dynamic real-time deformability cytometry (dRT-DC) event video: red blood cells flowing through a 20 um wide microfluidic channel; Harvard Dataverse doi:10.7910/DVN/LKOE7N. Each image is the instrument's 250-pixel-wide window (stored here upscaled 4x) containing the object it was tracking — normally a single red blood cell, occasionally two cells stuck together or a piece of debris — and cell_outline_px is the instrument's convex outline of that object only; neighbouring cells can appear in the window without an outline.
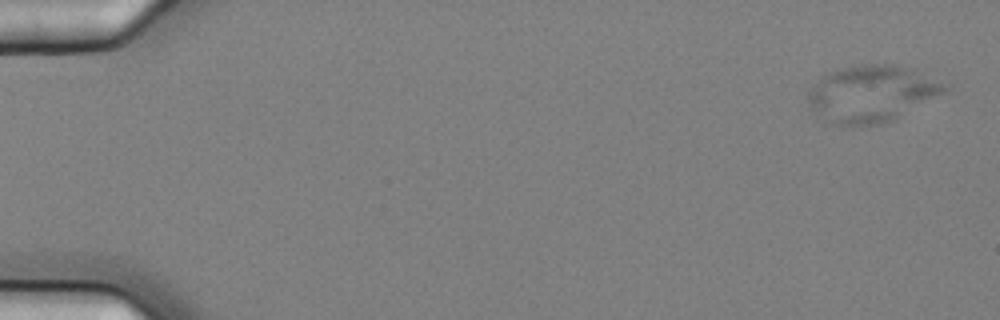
{"species": "common noctule bat (a hibernating species)", "species_latin": "Nyctalus noctula", "temperature_condition": "cold", "stored_images_in_passage": 7, "camera_frame_rate_fps": 3000, "um_per_image_px": 0.085, "animal": {"sex": "female", "body_mass_g": 25.1}, "frame": {"image": 1, "passage_image": 1, "time_ms": 0.0, "image_size_px": [1000, 320], "cell_outline_px": [[952, 88], [948, 92], [892, 120], [880, 124], [836, 124], [808, 108], [808, 92], [824, 76], [832, 72], [844, 68], [864, 64], [892, 64], [916, 68]], "centroid_in_image_um": [74.18, 7.94], "position_along_channel_um": 10.8, "area_um2": 44.68}}
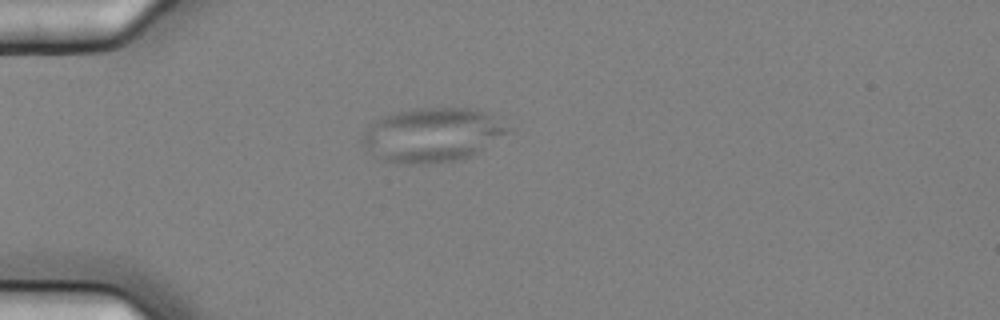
{"frame": {"image": 2, "passage_image": 5, "time_ms": 1.333, "image_size_px": [1000, 320], "cell_outline_px": [[512, 132], [472, 156], [460, 160], [428, 164], [408, 164], [384, 160], [372, 156], [360, 140], [360, 136], [368, 124], [380, 116], [412, 108], [476, 108], [488, 112], [512, 128]], "centroid_in_image_um": [36.75, 11.46], "position_along_channel_um": 48.3, "area_um2": 46.99}}
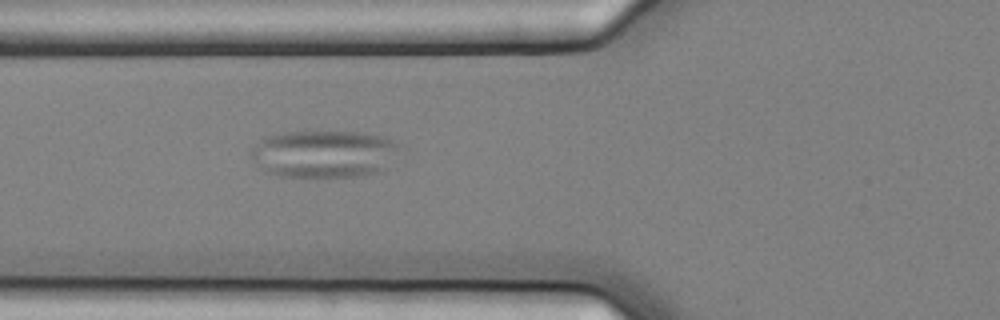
{"frame": {"image": 3, "passage_image": 7, "time_ms": 2.0, "image_size_px": [1000, 320], "cell_outline_px": [[400, 144], [384, 168], [380, 172], [360, 176], [328, 180], [316, 180], [276, 176], [264, 172], [260, 168], [252, 156], [252, 148], [264, 136], [284, 132], [364, 132], [380, 136], [392, 140]], "centroid_in_image_um": [27.47, 13.14], "position_along_channel_um": 98.3, "area_um2": 42.02}}